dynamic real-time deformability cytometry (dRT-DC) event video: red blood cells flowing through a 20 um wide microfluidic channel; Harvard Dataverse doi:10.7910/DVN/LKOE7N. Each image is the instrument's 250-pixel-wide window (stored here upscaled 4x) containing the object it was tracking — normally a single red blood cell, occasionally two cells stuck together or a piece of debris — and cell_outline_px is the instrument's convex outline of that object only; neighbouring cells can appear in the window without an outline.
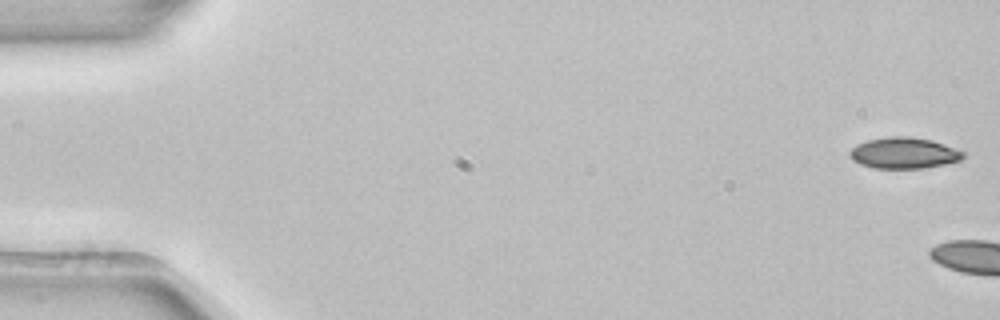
{"species": "common noctule bat (a hibernating species)", "species_latin": "Nyctalus noctula", "temperature_condition": "room temperature", "stored_images_in_passage": 5, "camera_frame_rate_fps": 3000, "um_per_image_px": 0.085, "animal": {"sex": "female", "body_mass_g": 22.7, "forearm_length_mm": 54.2}, "frame": {"image": 1, "passage_image": 1, "time_ms": 0.0, "image_size_px": [1000, 320], "cell_outline_px": [[964, 156], [960, 160], [944, 164], [924, 168], [872, 168], [860, 164], [852, 160], [848, 152], [856, 144], [868, 140], [888, 136], [908, 136], [932, 140], [964, 152]], "centroid_in_image_um": [76.79, 13.0], "position_along_channel_um": 8.2, "area_um2": 20.52}}